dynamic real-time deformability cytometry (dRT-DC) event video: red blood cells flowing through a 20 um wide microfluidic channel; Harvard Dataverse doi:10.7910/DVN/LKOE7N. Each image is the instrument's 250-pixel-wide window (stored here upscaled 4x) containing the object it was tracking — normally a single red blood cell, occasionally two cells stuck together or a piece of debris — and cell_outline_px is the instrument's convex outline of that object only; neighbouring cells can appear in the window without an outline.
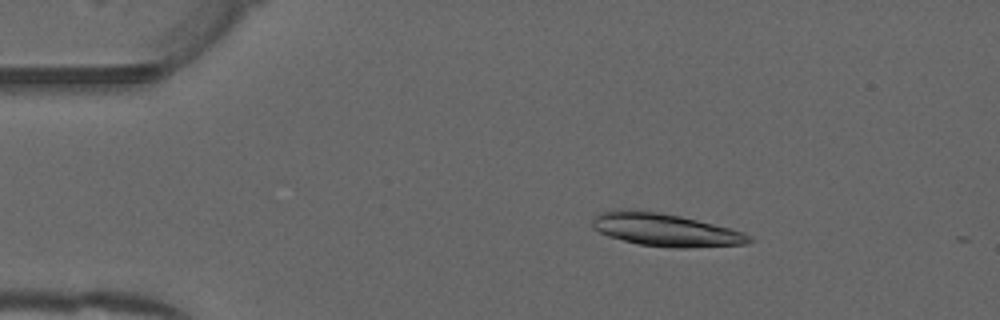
{"species": "common noctule bat (a hibernating species)", "species_latin": "Nyctalus noctula", "temperature_condition": "warm", "stored_images_in_passage": 50, "camera_frame_rate_fps": 3000, "um_per_image_px": 0.085, "animal": {"sex": "male", "forearm_length_mm": 52.5}, "frame": {"image": 1, "passage_image": 9, "time_ms": 2.667, "image_size_px": [1000, 320], "cell_outline_px": [[752, 240], [748, 244], [684, 248], [672, 248], [640, 244], [608, 236], [592, 228], [592, 220], [600, 212], [620, 208], [628, 208], [660, 212], [680, 216], [744, 232], [752, 236]], "centroid_in_image_um": [56.52, 19.52], "position_along_channel_um": 28.5, "area_um2": 30.0}}